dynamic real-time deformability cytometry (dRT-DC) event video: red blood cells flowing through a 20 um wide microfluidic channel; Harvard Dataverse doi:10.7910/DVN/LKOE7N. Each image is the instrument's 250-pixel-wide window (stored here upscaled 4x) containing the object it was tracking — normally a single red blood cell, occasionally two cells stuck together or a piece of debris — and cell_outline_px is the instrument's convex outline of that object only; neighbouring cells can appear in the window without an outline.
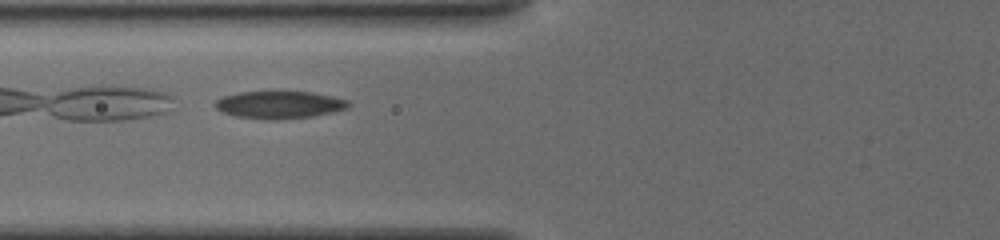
{"species": "common noctule bat (a hibernating species)", "species_latin": "Nyctalus noctula", "temperature_condition": "cold", "stored_images_in_passage": 4, "camera_frame_rate_fps": 3000, "um_per_image_px": 0.085, "animal": {"sex": "female", "body_mass_g": 19.5, "forearm_length_mm": 54.1}, "frame": {"image": 1, "passage_image": 3, "time_ms": 1.333, "image_size_px": [1000, 240], "cell_outline_px": [[352, 104], [348, 108], [332, 112], [312, 116], [272, 120], [236, 116], [224, 112], [216, 108], [216, 100], [224, 96], [240, 92], [272, 88], [312, 92], [332, 96], [348, 100]], "centroid_in_image_um": [23.77, 8.85], "position_along_channel_um": 102.0, "area_um2": 22.08}}